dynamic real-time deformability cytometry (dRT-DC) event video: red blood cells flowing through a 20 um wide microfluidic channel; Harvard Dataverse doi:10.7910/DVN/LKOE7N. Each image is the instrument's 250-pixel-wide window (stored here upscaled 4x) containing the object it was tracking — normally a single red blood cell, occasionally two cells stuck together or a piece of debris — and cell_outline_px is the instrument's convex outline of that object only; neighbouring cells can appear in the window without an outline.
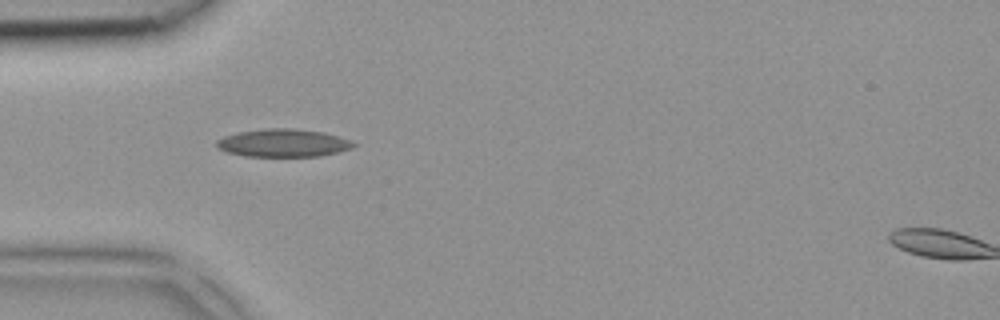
{"species": "common noctule bat (a hibernating species)", "species_latin": "Nyctalus noctula", "temperature_condition": "room temperature", "stored_images_in_passage": 2, "camera_frame_rate_fps": 3000, "um_per_image_px": 0.085, "animal": {"sex": "female", "body_mass_g": 18.4}, "frame": {"image": 1, "passage_image": 1, "time_ms": 0.0, "image_size_px": [1000, 320], "cell_outline_px": [[356, 144], [352, 148], [320, 156], [244, 156], [228, 152], [216, 148], [216, 140], [224, 136], [236, 132], [268, 128], [296, 128], [324, 132], [352, 140]], "centroid_in_image_um": [24.06, 12.14], "position_along_channel_um": 60.9, "area_um2": 22.37}}